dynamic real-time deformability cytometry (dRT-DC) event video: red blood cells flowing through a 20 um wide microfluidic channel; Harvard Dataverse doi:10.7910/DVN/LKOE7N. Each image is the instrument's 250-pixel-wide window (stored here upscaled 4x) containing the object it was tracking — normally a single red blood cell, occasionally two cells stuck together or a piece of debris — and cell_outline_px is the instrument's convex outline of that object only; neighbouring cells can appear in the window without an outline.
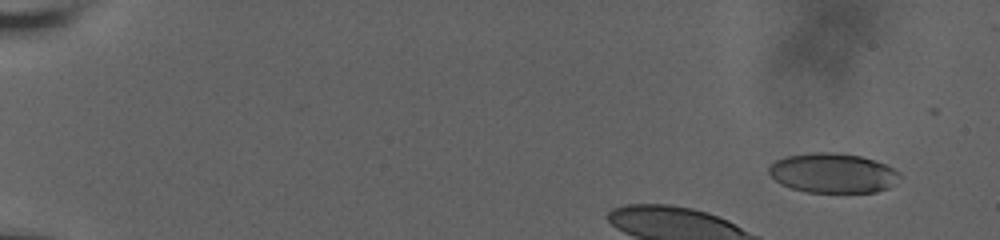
{"species": "human", "species_latin": "Homo sapiens", "temperature_condition": "room temperature", "stored_images_in_passage": 12, "camera_frame_rate_fps": 3000, "um_per_image_px": 0.085, "donor": {"sex": "male"}, "frame": {"image": 1, "passage_image": 3, "time_ms": 1.333, "image_size_px": [1000, 240], "cell_outline_px": [[900, 176], [888, 188], [876, 192], [808, 192], [792, 188], [780, 184], [768, 172], [768, 168], [776, 160], [784, 156], [808, 152], [836, 152], [860, 156], [884, 164], [900, 172]], "centroid_in_image_um": [70.76, 14.7], "position_along_channel_um": 14.2, "area_um2": 30.17}}